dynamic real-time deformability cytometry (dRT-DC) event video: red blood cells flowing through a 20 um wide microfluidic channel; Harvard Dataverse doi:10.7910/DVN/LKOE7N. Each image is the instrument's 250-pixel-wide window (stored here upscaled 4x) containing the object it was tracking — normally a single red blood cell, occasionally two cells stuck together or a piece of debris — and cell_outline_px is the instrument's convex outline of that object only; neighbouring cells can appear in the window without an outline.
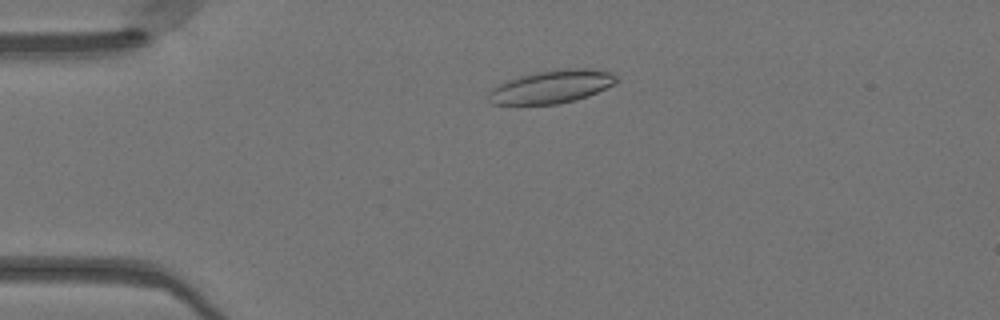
{"species": "Egyptian fruit bat (a non-hibernating species)", "species_latin": "Rousettus aegyptiacus", "temperature_condition": "warm", "stored_images_in_passage": 39, "camera_frame_rate_fps": 3000, "um_per_image_px": 0.085, "animal": {"sex": "female"}, "frame": {"image": 1, "passage_image": 1, "time_ms": 0.0, "image_size_px": [1000, 320], "cell_outline_px": [[620, 80], [616, 84], [588, 96], [576, 100], [556, 104], [492, 104], [488, 100], [488, 92], [496, 84], [520, 76], [536, 72], [564, 68], [588, 68], [608, 72], [616, 76]], "centroid_in_image_um": [46.89, 7.37], "position_along_channel_um": 38.1, "area_um2": 24.74}}
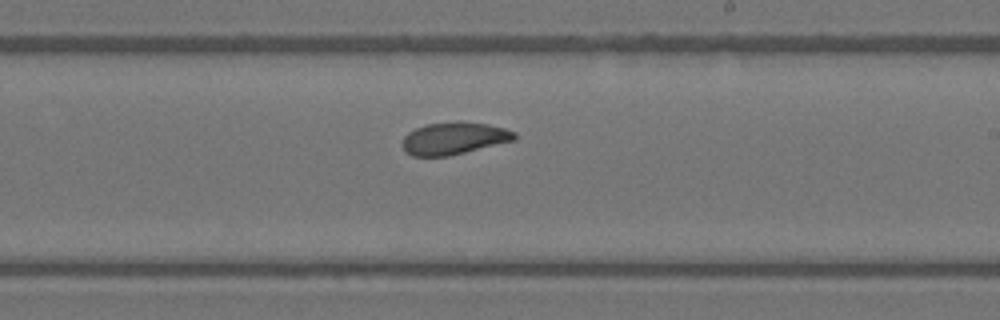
{"frame": {"image": 2, "passage_image": 19, "time_ms": 6.0, "image_size_px": [1000, 320], "cell_outline_px": [[516, 140], [448, 156], [412, 156], [404, 152], [400, 144], [404, 136], [408, 132], [416, 128], [428, 124], [488, 124], [504, 128], [516, 132]], "centroid_in_image_um": [38.54, 11.81], "position_along_channel_um": 250.5, "area_um2": 20.52}}
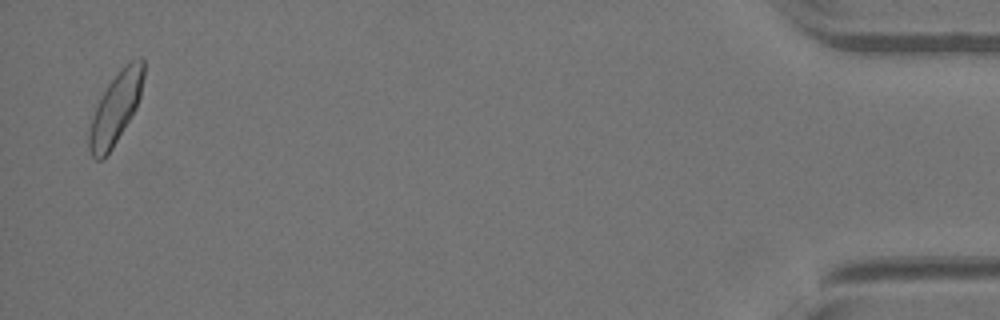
{"frame": {"image": 3, "passage_image": 38, "time_ms": 12.333, "image_size_px": [1000, 320], "cell_outline_px": [[144, 76], [140, 96], [136, 108], [132, 116], [112, 148], [104, 160], [96, 160], [92, 156], [88, 148], [88, 132], [92, 116], [96, 104], [108, 84], [120, 68], [124, 64], [140, 56], [144, 56]], "centroid_in_image_um": [9.82, 9.19], "position_along_channel_um": 425.4, "area_um2": 22.89}, "authors_computed_cell_mechanics": {"area_um2": 21.6172, "velocity_mm_per_s": 4.1168, "shape_relaxation_time_tau1_ms": null, "shape_relaxation_time_tau2_ms": 1.7963, "deformation_change_tau1": null, "deformation_change_tau2": 0.0692}}